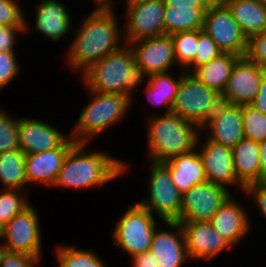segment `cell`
Here are the masks:
<instances>
[{
  "mask_svg": "<svg viewBox=\"0 0 266 267\" xmlns=\"http://www.w3.org/2000/svg\"><path fill=\"white\" fill-rule=\"evenodd\" d=\"M115 14V11H91L81 20L65 55L72 72L81 75L93 63L125 44L121 22Z\"/></svg>",
  "mask_w": 266,
  "mask_h": 267,
  "instance_id": "obj_1",
  "label": "cell"
},
{
  "mask_svg": "<svg viewBox=\"0 0 266 267\" xmlns=\"http://www.w3.org/2000/svg\"><path fill=\"white\" fill-rule=\"evenodd\" d=\"M88 143H76L66 155L53 187L84 190L101 188L130 169L124 160L108 152L88 150ZM108 153V154H107Z\"/></svg>",
  "mask_w": 266,
  "mask_h": 267,
  "instance_id": "obj_2",
  "label": "cell"
},
{
  "mask_svg": "<svg viewBox=\"0 0 266 267\" xmlns=\"http://www.w3.org/2000/svg\"><path fill=\"white\" fill-rule=\"evenodd\" d=\"M147 80L146 72L135 63L129 44L93 63L81 75L85 88L100 93L128 95L131 99L138 86Z\"/></svg>",
  "mask_w": 266,
  "mask_h": 267,
  "instance_id": "obj_3",
  "label": "cell"
},
{
  "mask_svg": "<svg viewBox=\"0 0 266 267\" xmlns=\"http://www.w3.org/2000/svg\"><path fill=\"white\" fill-rule=\"evenodd\" d=\"M147 157L163 163L197 148L201 132L198 126L177 114L149 115L147 119Z\"/></svg>",
  "mask_w": 266,
  "mask_h": 267,
  "instance_id": "obj_4",
  "label": "cell"
},
{
  "mask_svg": "<svg viewBox=\"0 0 266 267\" xmlns=\"http://www.w3.org/2000/svg\"><path fill=\"white\" fill-rule=\"evenodd\" d=\"M87 92L89 103L80 112L73 131L68 134L77 143L89 144L93 137L111 129L126 117L133 99L124 94L100 93L88 89Z\"/></svg>",
  "mask_w": 266,
  "mask_h": 267,
  "instance_id": "obj_5",
  "label": "cell"
},
{
  "mask_svg": "<svg viewBox=\"0 0 266 267\" xmlns=\"http://www.w3.org/2000/svg\"><path fill=\"white\" fill-rule=\"evenodd\" d=\"M147 198L138 203L162 222H178L181 216L182 194L175 187L170 171L162 164L149 161Z\"/></svg>",
  "mask_w": 266,
  "mask_h": 267,
  "instance_id": "obj_6",
  "label": "cell"
},
{
  "mask_svg": "<svg viewBox=\"0 0 266 267\" xmlns=\"http://www.w3.org/2000/svg\"><path fill=\"white\" fill-rule=\"evenodd\" d=\"M154 215L138 202L128 207L112 230L116 247L134 256L150 250L152 237L159 225Z\"/></svg>",
  "mask_w": 266,
  "mask_h": 267,
  "instance_id": "obj_7",
  "label": "cell"
},
{
  "mask_svg": "<svg viewBox=\"0 0 266 267\" xmlns=\"http://www.w3.org/2000/svg\"><path fill=\"white\" fill-rule=\"evenodd\" d=\"M202 30L214 40L222 53H231L241 57L246 55L248 38L221 0H215L208 7Z\"/></svg>",
  "mask_w": 266,
  "mask_h": 267,
  "instance_id": "obj_8",
  "label": "cell"
},
{
  "mask_svg": "<svg viewBox=\"0 0 266 267\" xmlns=\"http://www.w3.org/2000/svg\"><path fill=\"white\" fill-rule=\"evenodd\" d=\"M33 204L3 226V245L8 252L24 253L43 258L41 227Z\"/></svg>",
  "mask_w": 266,
  "mask_h": 267,
  "instance_id": "obj_9",
  "label": "cell"
},
{
  "mask_svg": "<svg viewBox=\"0 0 266 267\" xmlns=\"http://www.w3.org/2000/svg\"><path fill=\"white\" fill-rule=\"evenodd\" d=\"M123 39L129 44L165 34L164 0H145L124 10Z\"/></svg>",
  "mask_w": 266,
  "mask_h": 267,
  "instance_id": "obj_10",
  "label": "cell"
},
{
  "mask_svg": "<svg viewBox=\"0 0 266 267\" xmlns=\"http://www.w3.org/2000/svg\"><path fill=\"white\" fill-rule=\"evenodd\" d=\"M231 190L206 181L182 194L178 222H210L218 209L232 195Z\"/></svg>",
  "mask_w": 266,
  "mask_h": 267,
  "instance_id": "obj_11",
  "label": "cell"
},
{
  "mask_svg": "<svg viewBox=\"0 0 266 267\" xmlns=\"http://www.w3.org/2000/svg\"><path fill=\"white\" fill-rule=\"evenodd\" d=\"M202 134L199 137L197 150L204 166L207 181L229 188V190L230 187L235 186L236 188L237 186L239 188L237 190L244 192L245 187L237 180L231 148L209 141L207 138L205 140L202 138Z\"/></svg>",
  "mask_w": 266,
  "mask_h": 267,
  "instance_id": "obj_12",
  "label": "cell"
},
{
  "mask_svg": "<svg viewBox=\"0 0 266 267\" xmlns=\"http://www.w3.org/2000/svg\"><path fill=\"white\" fill-rule=\"evenodd\" d=\"M217 94L194 75L184 72L171 112L197 125Z\"/></svg>",
  "mask_w": 266,
  "mask_h": 267,
  "instance_id": "obj_13",
  "label": "cell"
},
{
  "mask_svg": "<svg viewBox=\"0 0 266 267\" xmlns=\"http://www.w3.org/2000/svg\"><path fill=\"white\" fill-rule=\"evenodd\" d=\"M129 45L133 51L135 63L148 76L169 73L171 69L177 67L171 35L164 34L142 39Z\"/></svg>",
  "mask_w": 266,
  "mask_h": 267,
  "instance_id": "obj_14",
  "label": "cell"
},
{
  "mask_svg": "<svg viewBox=\"0 0 266 267\" xmlns=\"http://www.w3.org/2000/svg\"><path fill=\"white\" fill-rule=\"evenodd\" d=\"M182 226L190 261H209L233 248L210 222H179Z\"/></svg>",
  "mask_w": 266,
  "mask_h": 267,
  "instance_id": "obj_15",
  "label": "cell"
},
{
  "mask_svg": "<svg viewBox=\"0 0 266 267\" xmlns=\"http://www.w3.org/2000/svg\"><path fill=\"white\" fill-rule=\"evenodd\" d=\"M69 137L47 120L19 117V147L25 155L59 148Z\"/></svg>",
  "mask_w": 266,
  "mask_h": 267,
  "instance_id": "obj_16",
  "label": "cell"
},
{
  "mask_svg": "<svg viewBox=\"0 0 266 267\" xmlns=\"http://www.w3.org/2000/svg\"><path fill=\"white\" fill-rule=\"evenodd\" d=\"M169 228L158 226L152 237L150 252L158 259L159 267H183L190 262L182 226L179 222H163Z\"/></svg>",
  "mask_w": 266,
  "mask_h": 267,
  "instance_id": "obj_17",
  "label": "cell"
},
{
  "mask_svg": "<svg viewBox=\"0 0 266 267\" xmlns=\"http://www.w3.org/2000/svg\"><path fill=\"white\" fill-rule=\"evenodd\" d=\"M76 143L70 136L59 148L25 155L27 187L32 182L53 187L66 155Z\"/></svg>",
  "mask_w": 266,
  "mask_h": 267,
  "instance_id": "obj_18",
  "label": "cell"
},
{
  "mask_svg": "<svg viewBox=\"0 0 266 267\" xmlns=\"http://www.w3.org/2000/svg\"><path fill=\"white\" fill-rule=\"evenodd\" d=\"M264 71L246 56L240 57L232 69L223 94L233 104L250 105L259 91Z\"/></svg>",
  "mask_w": 266,
  "mask_h": 267,
  "instance_id": "obj_19",
  "label": "cell"
},
{
  "mask_svg": "<svg viewBox=\"0 0 266 267\" xmlns=\"http://www.w3.org/2000/svg\"><path fill=\"white\" fill-rule=\"evenodd\" d=\"M233 196L231 195L218 209L210 223L222 237L235 247L244 241L246 234L250 232L252 221L246 207L238 203Z\"/></svg>",
  "mask_w": 266,
  "mask_h": 267,
  "instance_id": "obj_20",
  "label": "cell"
},
{
  "mask_svg": "<svg viewBox=\"0 0 266 267\" xmlns=\"http://www.w3.org/2000/svg\"><path fill=\"white\" fill-rule=\"evenodd\" d=\"M67 7L56 0H40L34 13L35 29L53 42L66 38L71 32L73 19Z\"/></svg>",
  "mask_w": 266,
  "mask_h": 267,
  "instance_id": "obj_21",
  "label": "cell"
},
{
  "mask_svg": "<svg viewBox=\"0 0 266 267\" xmlns=\"http://www.w3.org/2000/svg\"><path fill=\"white\" fill-rule=\"evenodd\" d=\"M169 171L175 187L181 194L207 181L197 148L162 163Z\"/></svg>",
  "mask_w": 266,
  "mask_h": 267,
  "instance_id": "obj_22",
  "label": "cell"
},
{
  "mask_svg": "<svg viewBox=\"0 0 266 267\" xmlns=\"http://www.w3.org/2000/svg\"><path fill=\"white\" fill-rule=\"evenodd\" d=\"M209 141L233 148L244 138L242 105L233 104L212 122L204 133Z\"/></svg>",
  "mask_w": 266,
  "mask_h": 267,
  "instance_id": "obj_23",
  "label": "cell"
},
{
  "mask_svg": "<svg viewBox=\"0 0 266 267\" xmlns=\"http://www.w3.org/2000/svg\"><path fill=\"white\" fill-rule=\"evenodd\" d=\"M230 10L244 35L266 32V7L259 0H221Z\"/></svg>",
  "mask_w": 266,
  "mask_h": 267,
  "instance_id": "obj_24",
  "label": "cell"
},
{
  "mask_svg": "<svg viewBox=\"0 0 266 267\" xmlns=\"http://www.w3.org/2000/svg\"><path fill=\"white\" fill-rule=\"evenodd\" d=\"M231 150L237 180L244 187L259 182V143L243 138Z\"/></svg>",
  "mask_w": 266,
  "mask_h": 267,
  "instance_id": "obj_25",
  "label": "cell"
},
{
  "mask_svg": "<svg viewBox=\"0 0 266 267\" xmlns=\"http://www.w3.org/2000/svg\"><path fill=\"white\" fill-rule=\"evenodd\" d=\"M240 57L231 53H221L217 58L195 68L191 74L208 88L223 93L232 69Z\"/></svg>",
  "mask_w": 266,
  "mask_h": 267,
  "instance_id": "obj_26",
  "label": "cell"
},
{
  "mask_svg": "<svg viewBox=\"0 0 266 267\" xmlns=\"http://www.w3.org/2000/svg\"><path fill=\"white\" fill-rule=\"evenodd\" d=\"M208 8H183L165 6V34L203 29L205 12Z\"/></svg>",
  "mask_w": 266,
  "mask_h": 267,
  "instance_id": "obj_27",
  "label": "cell"
},
{
  "mask_svg": "<svg viewBox=\"0 0 266 267\" xmlns=\"http://www.w3.org/2000/svg\"><path fill=\"white\" fill-rule=\"evenodd\" d=\"M0 182L2 189L27 191L25 154L21 149L0 153Z\"/></svg>",
  "mask_w": 266,
  "mask_h": 267,
  "instance_id": "obj_28",
  "label": "cell"
},
{
  "mask_svg": "<svg viewBox=\"0 0 266 267\" xmlns=\"http://www.w3.org/2000/svg\"><path fill=\"white\" fill-rule=\"evenodd\" d=\"M58 246L55 247L54 255L58 260L57 267H107L105 261L93 249L87 250L65 244Z\"/></svg>",
  "mask_w": 266,
  "mask_h": 267,
  "instance_id": "obj_29",
  "label": "cell"
},
{
  "mask_svg": "<svg viewBox=\"0 0 266 267\" xmlns=\"http://www.w3.org/2000/svg\"><path fill=\"white\" fill-rule=\"evenodd\" d=\"M178 68L185 70L194 59L199 41V29L177 32L171 35Z\"/></svg>",
  "mask_w": 266,
  "mask_h": 267,
  "instance_id": "obj_30",
  "label": "cell"
},
{
  "mask_svg": "<svg viewBox=\"0 0 266 267\" xmlns=\"http://www.w3.org/2000/svg\"><path fill=\"white\" fill-rule=\"evenodd\" d=\"M27 191L2 189L0 193V223L6 225L14 216L23 212L31 205ZM26 195V196H25Z\"/></svg>",
  "mask_w": 266,
  "mask_h": 267,
  "instance_id": "obj_31",
  "label": "cell"
},
{
  "mask_svg": "<svg viewBox=\"0 0 266 267\" xmlns=\"http://www.w3.org/2000/svg\"><path fill=\"white\" fill-rule=\"evenodd\" d=\"M244 138L261 142L266 140V115L251 105H242Z\"/></svg>",
  "mask_w": 266,
  "mask_h": 267,
  "instance_id": "obj_32",
  "label": "cell"
},
{
  "mask_svg": "<svg viewBox=\"0 0 266 267\" xmlns=\"http://www.w3.org/2000/svg\"><path fill=\"white\" fill-rule=\"evenodd\" d=\"M18 120L19 117H12L10 113L0 107V153L20 149Z\"/></svg>",
  "mask_w": 266,
  "mask_h": 267,
  "instance_id": "obj_33",
  "label": "cell"
},
{
  "mask_svg": "<svg viewBox=\"0 0 266 267\" xmlns=\"http://www.w3.org/2000/svg\"><path fill=\"white\" fill-rule=\"evenodd\" d=\"M222 52L214 40L202 29H199V41L192 63L184 70L191 73L195 68L217 58Z\"/></svg>",
  "mask_w": 266,
  "mask_h": 267,
  "instance_id": "obj_34",
  "label": "cell"
},
{
  "mask_svg": "<svg viewBox=\"0 0 266 267\" xmlns=\"http://www.w3.org/2000/svg\"><path fill=\"white\" fill-rule=\"evenodd\" d=\"M184 72L185 71L181 69L177 79L176 77L174 78L172 76V73L170 75V72L162 74H153L148 76L146 83H148L151 87L157 89V92L163 98H169V102L173 106V103L176 99V95L178 93L181 76Z\"/></svg>",
  "mask_w": 266,
  "mask_h": 267,
  "instance_id": "obj_35",
  "label": "cell"
},
{
  "mask_svg": "<svg viewBox=\"0 0 266 267\" xmlns=\"http://www.w3.org/2000/svg\"><path fill=\"white\" fill-rule=\"evenodd\" d=\"M18 1L0 0V26H26L25 33H27L30 24Z\"/></svg>",
  "mask_w": 266,
  "mask_h": 267,
  "instance_id": "obj_36",
  "label": "cell"
},
{
  "mask_svg": "<svg viewBox=\"0 0 266 267\" xmlns=\"http://www.w3.org/2000/svg\"><path fill=\"white\" fill-rule=\"evenodd\" d=\"M16 52L0 51V91L21 72V64Z\"/></svg>",
  "mask_w": 266,
  "mask_h": 267,
  "instance_id": "obj_37",
  "label": "cell"
},
{
  "mask_svg": "<svg viewBox=\"0 0 266 267\" xmlns=\"http://www.w3.org/2000/svg\"><path fill=\"white\" fill-rule=\"evenodd\" d=\"M233 105L232 101L226 97L223 93H218L216 97L211 102L210 106L206 110L203 118L197 124L198 129L201 133L217 118H219L222 113ZM203 131V132H202Z\"/></svg>",
  "mask_w": 266,
  "mask_h": 267,
  "instance_id": "obj_38",
  "label": "cell"
},
{
  "mask_svg": "<svg viewBox=\"0 0 266 267\" xmlns=\"http://www.w3.org/2000/svg\"><path fill=\"white\" fill-rule=\"evenodd\" d=\"M245 56L266 70V32L251 36L248 39Z\"/></svg>",
  "mask_w": 266,
  "mask_h": 267,
  "instance_id": "obj_39",
  "label": "cell"
},
{
  "mask_svg": "<svg viewBox=\"0 0 266 267\" xmlns=\"http://www.w3.org/2000/svg\"><path fill=\"white\" fill-rule=\"evenodd\" d=\"M24 253L8 252L4 254L0 267H38L43 261Z\"/></svg>",
  "mask_w": 266,
  "mask_h": 267,
  "instance_id": "obj_40",
  "label": "cell"
},
{
  "mask_svg": "<svg viewBox=\"0 0 266 267\" xmlns=\"http://www.w3.org/2000/svg\"><path fill=\"white\" fill-rule=\"evenodd\" d=\"M246 197L253 199V205L258 212L266 219V181L256 182L244 188ZM255 203V204H254Z\"/></svg>",
  "mask_w": 266,
  "mask_h": 267,
  "instance_id": "obj_41",
  "label": "cell"
},
{
  "mask_svg": "<svg viewBox=\"0 0 266 267\" xmlns=\"http://www.w3.org/2000/svg\"><path fill=\"white\" fill-rule=\"evenodd\" d=\"M26 26H0V51L17 52L15 50L19 33H25Z\"/></svg>",
  "mask_w": 266,
  "mask_h": 267,
  "instance_id": "obj_42",
  "label": "cell"
},
{
  "mask_svg": "<svg viewBox=\"0 0 266 267\" xmlns=\"http://www.w3.org/2000/svg\"><path fill=\"white\" fill-rule=\"evenodd\" d=\"M145 96L148 98L147 100L153 105L158 107V105H162L165 109L163 111L164 114L171 113L172 105L169 102V98H163L158 92L157 89L151 87L148 83L145 87Z\"/></svg>",
  "mask_w": 266,
  "mask_h": 267,
  "instance_id": "obj_43",
  "label": "cell"
},
{
  "mask_svg": "<svg viewBox=\"0 0 266 267\" xmlns=\"http://www.w3.org/2000/svg\"><path fill=\"white\" fill-rule=\"evenodd\" d=\"M215 0H164L165 6L208 8Z\"/></svg>",
  "mask_w": 266,
  "mask_h": 267,
  "instance_id": "obj_44",
  "label": "cell"
},
{
  "mask_svg": "<svg viewBox=\"0 0 266 267\" xmlns=\"http://www.w3.org/2000/svg\"><path fill=\"white\" fill-rule=\"evenodd\" d=\"M131 259L133 267H159L158 259L150 251L134 255Z\"/></svg>",
  "mask_w": 266,
  "mask_h": 267,
  "instance_id": "obj_45",
  "label": "cell"
},
{
  "mask_svg": "<svg viewBox=\"0 0 266 267\" xmlns=\"http://www.w3.org/2000/svg\"><path fill=\"white\" fill-rule=\"evenodd\" d=\"M250 105L266 115V70L263 73L259 91Z\"/></svg>",
  "mask_w": 266,
  "mask_h": 267,
  "instance_id": "obj_46",
  "label": "cell"
},
{
  "mask_svg": "<svg viewBox=\"0 0 266 267\" xmlns=\"http://www.w3.org/2000/svg\"><path fill=\"white\" fill-rule=\"evenodd\" d=\"M259 182L266 181V140L259 142Z\"/></svg>",
  "mask_w": 266,
  "mask_h": 267,
  "instance_id": "obj_47",
  "label": "cell"
},
{
  "mask_svg": "<svg viewBox=\"0 0 266 267\" xmlns=\"http://www.w3.org/2000/svg\"><path fill=\"white\" fill-rule=\"evenodd\" d=\"M95 3V9L93 11H101V12H114L115 8V0H93ZM114 4V5H113Z\"/></svg>",
  "mask_w": 266,
  "mask_h": 267,
  "instance_id": "obj_48",
  "label": "cell"
},
{
  "mask_svg": "<svg viewBox=\"0 0 266 267\" xmlns=\"http://www.w3.org/2000/svg\"><path fill=\"white\" fill-rule=\"evenodd\" d=\"M6 251H7L6 247L3 245V243L0 244V264L2 262V258L4 256V254L6 253Z\"/></svg>",
  "mask_w": 266,
  "mask_h": 267,
  "instance_id": "obj_49",
  "label": "cell"
},
{
  "mask_svg": "<svg viewBox=\"0 0 266 267\" xmlns=\"http://www.w3.org/2000/svg\"><path fill=\"white\" fill-rule=\"evenodd\" d=\"M125 1H126L125 2L126 6H130V5H133L135 3L145 1V0H125Z\"/></svg>",
  "mask_w": 266,
  "mask_h": 267,
  "instance_id": "obj_50",
  "label": "cell"
},
{
  "mask_svg": "<svg viewBox=\"0 0 266 267\" xmlns=\"http://www.w3.org/2000/svg\"><path fill=\"white\" fill-rule=\"evenodd\" d=\"M2 234H3V226H2L1 223H0V239H1V237H2Z\"/></svg>",
  "mask_w": 266,
  "mask_h": 267,
  "instance_id": "obj_51",
  "label": "cell"
},
{
  "mask_svg": "<svg viewBox=\"0 0 266 267\" xmlns=\"http://www.w3.org/2000/svg\"><path fill=\"white\" fill-rule=\"evenodd\" d=\"M266 7V0H259Z\"/></svg>",
  "mask_w": 266,
  "mask_h": 267,
  "instance_id": "obj_52",
  "label": "cell"
}]
</instances>
